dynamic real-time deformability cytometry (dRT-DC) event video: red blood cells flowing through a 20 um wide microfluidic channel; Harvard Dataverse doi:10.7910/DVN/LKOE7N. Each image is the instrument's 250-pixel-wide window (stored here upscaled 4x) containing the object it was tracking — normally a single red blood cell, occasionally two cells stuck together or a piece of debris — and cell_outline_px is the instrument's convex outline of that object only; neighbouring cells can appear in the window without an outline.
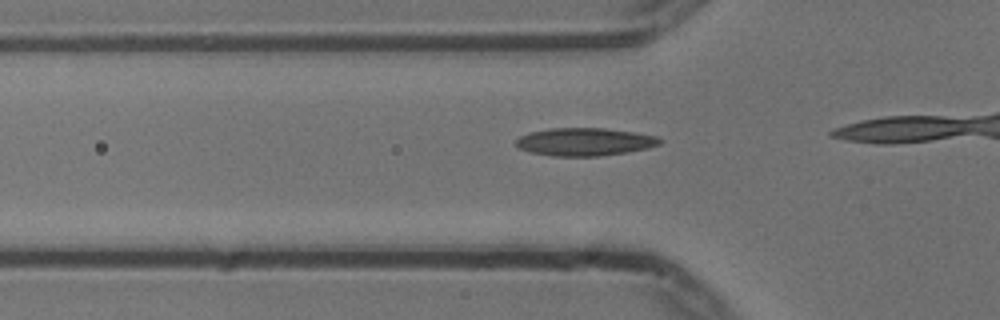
{"species": "common noctule bat (a hibernating species)", "species_latin": "Nyctalus noctula", "temperature_condition": "cold", "stored_images_in_passage": 15, "camera_frame_rate_fps": 3000, "um_per_image_px": 0.085, "animal": {"sex": "male", "body_mass_g": 13.3}, "frame": {"image": 1, "passage_image": 10, "time_ms": 3.0, "image_size_px": [1000, 320], "cell_outline_px": [[664, 140], [660, 144], [648, 148], [628, 152], [600, 156], [552, 156], [532, 152], [520, 148], [516, 144], [516, 140], [520, 136], [528, 132], [548, 128], [604, 128], [632, 132], [656, 136]], "centroid_in_image_um": [49.71, 12.05], "position_along_channel_um": 76.1, "area_um2": 23.35}}
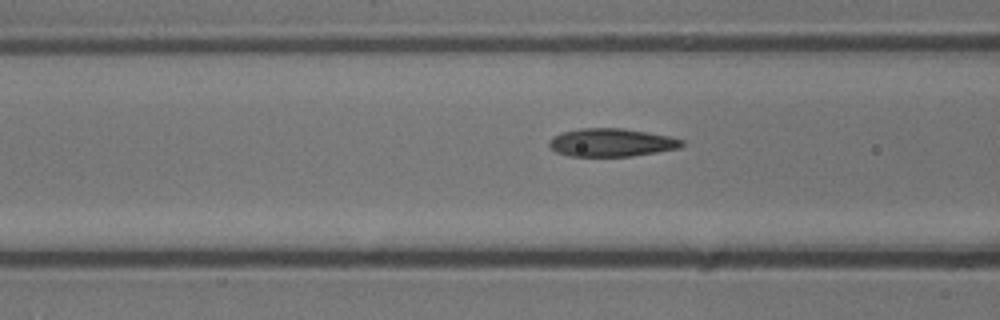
{"frame": {"image": 2, "passage_image": 13, "time_ms": 4.0, "image_size_px": [1000, 320], "cell_outline_px": [[684, 144], [680, 148], [632, 156], [568, 156], [556, 152], [548, 144], [552, 136], [564, 132], [580, 128], [624, 128], [668, 136], [684, 140]], "centroid_in_image_um": [51.97, 12.11], "position_along_channel_um": 114.6, "area_um2": 21.68}}